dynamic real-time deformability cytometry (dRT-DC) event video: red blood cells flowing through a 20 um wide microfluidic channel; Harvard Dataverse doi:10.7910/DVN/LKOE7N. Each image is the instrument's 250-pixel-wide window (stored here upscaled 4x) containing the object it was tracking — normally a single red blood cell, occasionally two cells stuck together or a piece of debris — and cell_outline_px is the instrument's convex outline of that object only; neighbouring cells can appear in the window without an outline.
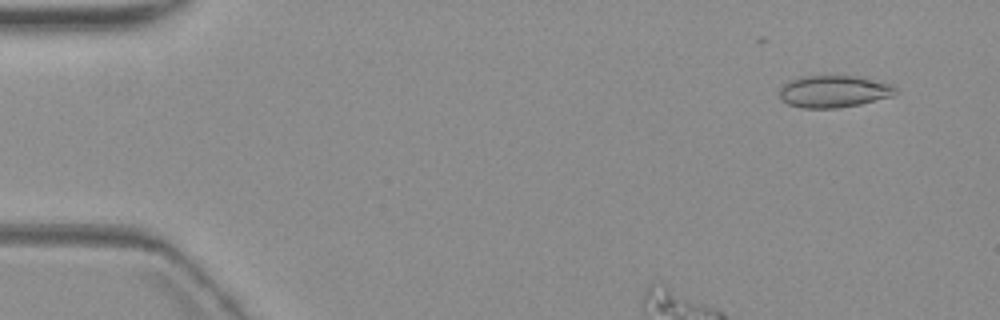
{"species": "common noctule bat (a hibernating species)", "species_latin": "Nyctalus noctula", "temperature_condition": "warm", "stored_images_in_passage": 4, "camera_frame_rate_fps": 3000, "um_per_image_px": 0.085, "animal": {"sex": "female", "body_mass_g": 19.3, "forearm_length_mm": 54.1}, "frame": {"image": 1, "passage_image": 1, "time_ms": 0.0, "image_size_px": [1000, 320], "cell_outline_px": [[896, 92], [892, 96], [860, 104], [836, 108], [804, 108], [788, 104], [780, 100], [780, 88], [784, 84], [800, 76], [856, 76], [892, 84], [896, 88]], "centroid_in_image_um": [70.86, 7.77], "position_along_channel_um": 14.1, "area_um2": 21.56}}